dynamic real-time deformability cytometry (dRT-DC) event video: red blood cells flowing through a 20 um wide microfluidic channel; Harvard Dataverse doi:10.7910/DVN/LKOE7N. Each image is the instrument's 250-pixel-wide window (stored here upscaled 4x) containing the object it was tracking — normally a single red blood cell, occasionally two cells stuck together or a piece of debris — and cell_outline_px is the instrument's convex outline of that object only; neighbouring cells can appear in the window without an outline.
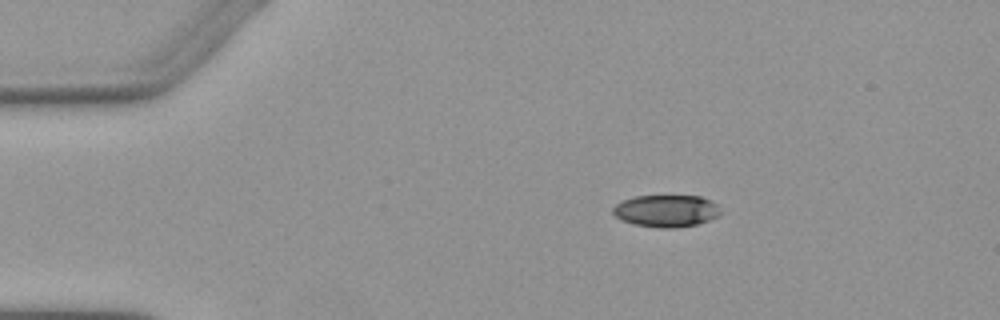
{"species": "Egyptian fruit bat (a non-hibernating species)", "species_latin": "Rousettus aegyptiacus", "temperature_condition": "warm", "stored_images_in_passage": 6, "camera_frame_rate_fps": 3000, "um_per_image_px": 0.085, "animal": {"sex": "female"}, "frame": {"image": 1, "passage_image": 1, "time_ms": 0.0, "image_size_px": [1000, 320], "cell_outline_px": [[720, 216], [696, 224], [676, 228], [660, 228], [632, 224], [620, 220], [612, 212], [612, 208], [616, 204], [624, 200], [636, 196], [700, 196], [716, 204], [720, 208]], "centroid_in_image_um": [56.61, 17.93], "position_along_channel_um": 28.4, "area_um2": 20.11}}
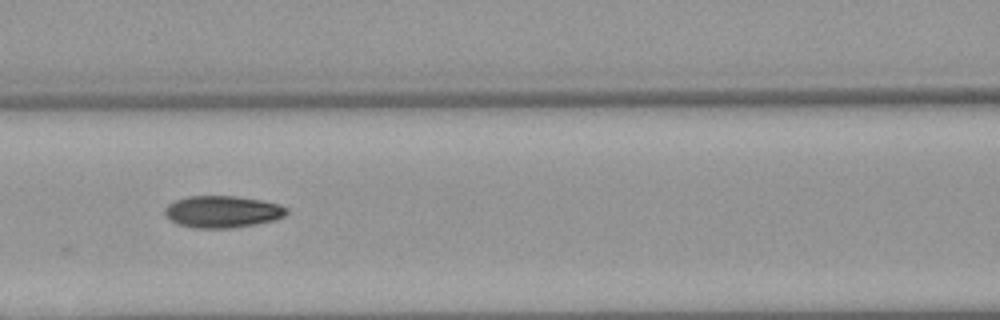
{"frame": {"image": 2, "passage_image": 5, "time_ms": 4.667, "image_size_px": [1000, 320], "cell_outline_px": [[288, 212], [284, 216], [272, 220], [256, 224], [232, 228], [196, 228], [180, 224], [168, 220], [164, 216], [164, 208], [168, 204], [176, 200], [188, 196], [236, 196], [260, 200], [280, 204], [288, 208]], "centroid_in_image_um": [18.88, 17.99], "position_along_channel_um": 147.7, "area_um2": 22.72}}
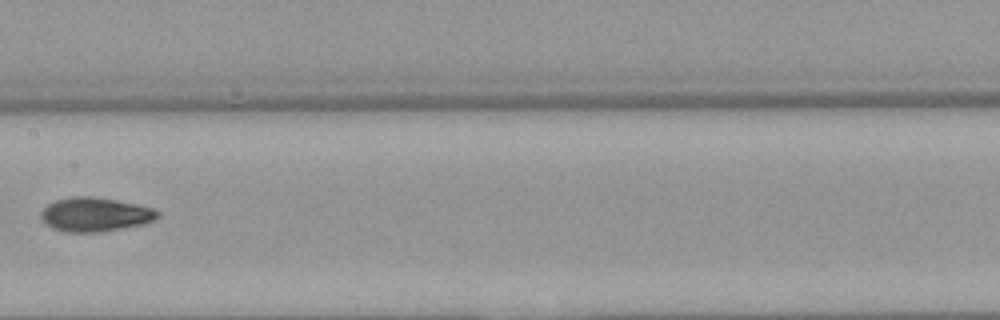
{"frame": {"image": 3, "passage_image": 6, "time_ms": 6.0, "image_size_px": [1000, 320], "cell_outline_px": [[160, 216], [144, 224], [100, 232], [64, 232], [52, 228], [40, 216], [40, 212], [48, 204], [56, 200], [68, 196], [92, 196], [136, 204], [152, 208], [160, 212]], "centroid_in_image_um": [8.07, 18.23], "position_along_channel_um": 199.3, "area_um2": 23.06}}